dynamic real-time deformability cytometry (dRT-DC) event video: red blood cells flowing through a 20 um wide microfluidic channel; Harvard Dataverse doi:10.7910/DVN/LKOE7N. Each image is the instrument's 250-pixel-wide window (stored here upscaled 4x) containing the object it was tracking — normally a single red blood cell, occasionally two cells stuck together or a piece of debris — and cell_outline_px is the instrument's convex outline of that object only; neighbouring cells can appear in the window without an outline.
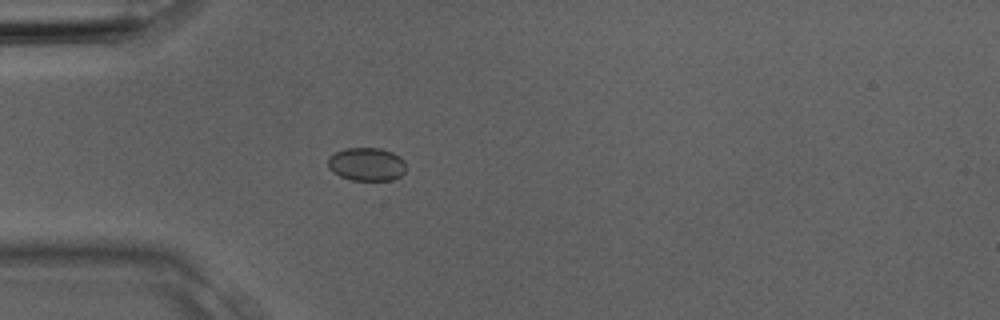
{"species": "Egyptian fruit bat (a non-hibernating species)", "species_latin": "Rousettus aegyptiacus", "temperature_condition": "room temperature", "stored_images_in_passage": 3, "camera_frame_rate_fps": 3000, "um_per_image_px": 0.085, "animal": {"sex": "male"}, "frame": {"image": 1, "passage_image": 3, "time_ms": 0.667, "image_size_px": [1000, 320], "cell_outline_px": [[404, 172], [400, 176], [392, 180], [352, 180], [340, 176], [332, 172], [328, 168], [328, 156], [344, 148], [380, 148], [392, 152], [400, 156], [404, 160]], "centroid_in_image_um": [31.14, 13.95], "position_along_channel_um": 53.9, "area_um2": 15.2}}